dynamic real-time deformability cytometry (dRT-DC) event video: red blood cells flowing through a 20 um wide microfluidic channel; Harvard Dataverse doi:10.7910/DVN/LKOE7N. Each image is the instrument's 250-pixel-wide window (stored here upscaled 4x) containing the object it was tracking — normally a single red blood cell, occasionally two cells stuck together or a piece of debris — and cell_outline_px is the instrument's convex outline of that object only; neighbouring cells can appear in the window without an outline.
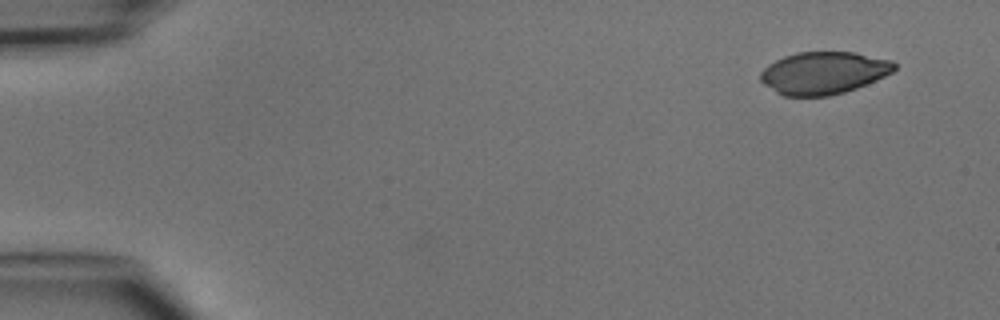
{"species": "common noctule bat (a hibernating species)", "species_latin": "Nyctalus noctula", "temperature_condition": "cold", "stored_images_in_passage": 4, "camera_frame_rate_fps": 3000, "um_per_image_px": 0.085, "animal": {"sex": "male", "body_mass_g": 15.6}, "frame": {"image": 1, "passage_image": 1, "time_ms": 0.0, "image_size_px": [1000, 320], "cell_outline_px": [[896, 68], [892, 72], [876, 80], [856, 88], [844, 92], [828, 96], [784, 96], [776, 92], [764, 84], [760, 80], [760, 72], [768, 64], [784, 56], [796, 52], [856, 52], [892, 60], [896, 64]], "centroid_in_image_um": [70.0, 6.19], "position_along_channel_um": 15.0, "area_um2": 33.12}}